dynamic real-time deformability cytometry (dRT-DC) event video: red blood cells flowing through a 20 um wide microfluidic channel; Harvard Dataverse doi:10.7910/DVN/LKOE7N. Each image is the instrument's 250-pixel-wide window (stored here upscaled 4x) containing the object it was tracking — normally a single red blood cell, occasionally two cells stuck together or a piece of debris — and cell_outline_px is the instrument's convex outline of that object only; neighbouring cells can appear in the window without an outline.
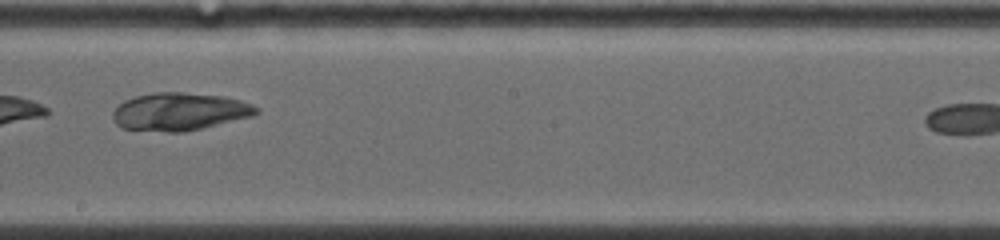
{"species": "common noctule bat (a hibernating species)", "species_latin": "Nyctalus noctula", "temperature_condition": "warm", "stored_images_in_passage": 23, "camera_frame_rate_fps": 5000, "um_per_image_px": 0.085, "animal": {"sex": "female", "body_mass_g": 19.0, "forearm_length_mm": 53.3}, "frame": {"image": 1, "passage_image": 14, "time_ms": 5.2, "image_size_px": [1000, 240], "cell_outline_px": [[260, 112], [252, 116], [184, 132], [168, 132], [124, 128], [116, 124], [112, 120], [112, 112], [124, 100], [136, 96], [156, 92], [184, 92], [224, 96], [240, 100], [252, 104], [260, 108]], "centroid_in_image_um": [15.27, 9.48], "position_along_channel_um": 232.9, "area_um2": 31.56}}
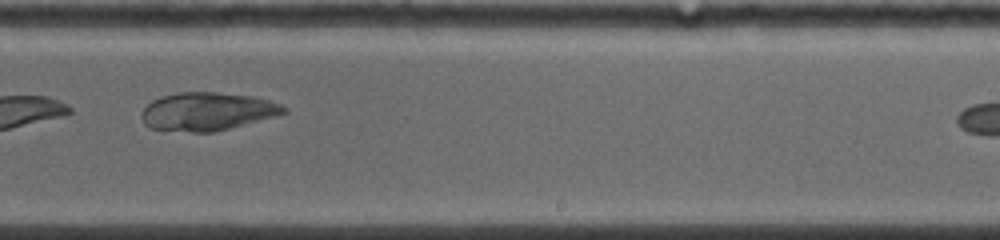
{"frame": {"image": 2, "passage_image": 17, "time_ms": 6.2, "image_size_px": [1000, 240], "cell_outline_px": [[288, 112], [276, 116], [212, 132], [192, 132], [152, 128], [144, 124], [140, 116], [144, 108], [152, 100], [160, 96], [180, 92], [216, 92], [252, 96], [268, 100], [280, 104], [288, 108]], "centroid_in_image_um": [17.61, 9.46], "position_along_channel_um": 271.4, "area_um2": 31.44}}